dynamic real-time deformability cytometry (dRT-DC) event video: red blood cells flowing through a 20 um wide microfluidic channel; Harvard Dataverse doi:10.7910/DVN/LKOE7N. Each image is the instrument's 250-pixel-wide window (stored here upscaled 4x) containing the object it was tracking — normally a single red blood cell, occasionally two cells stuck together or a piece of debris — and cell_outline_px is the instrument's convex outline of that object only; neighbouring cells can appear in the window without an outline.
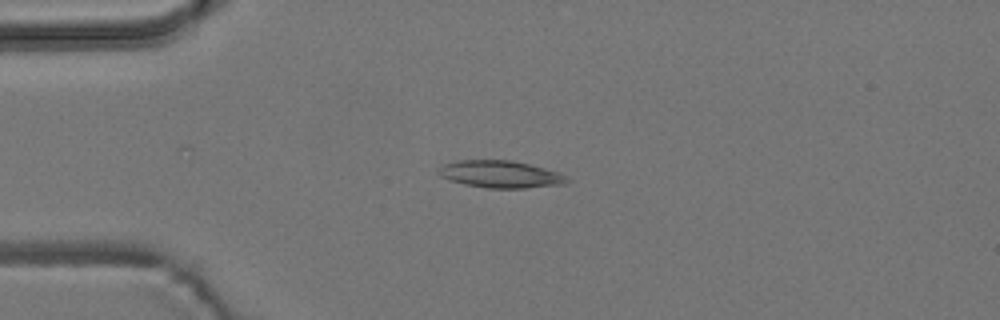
{"species": "common noctule bat (a hibernating species)", "species_latin": "Nyctalus noctula", "temperature_condition": "room temperature", "stored_images_in_passage": 3, "camera_frame_rate_fps": 3000, "um_per_image_px": 0.085, "animal": {"sex": "male", "body_mass_g": 19.2, "forearm_length_mm": 51.8}, "frame": {"image": 1, "passage_image": 1, "time_ms": 0.0, "image_size_px": [1000, 320], "cell_outline_px": [[572, 180], [564, 184], [524, 188], [488, 188], [464, 184], [440, 176], [436, 172], [436, 168], [444, 164], [456, 160], [512, 160], [560, 172], [568, 176]], "centroid_in_image_um": [42.55, 14.8], "position_along_channel_um": 42.5, "area_um2": 20.52}}
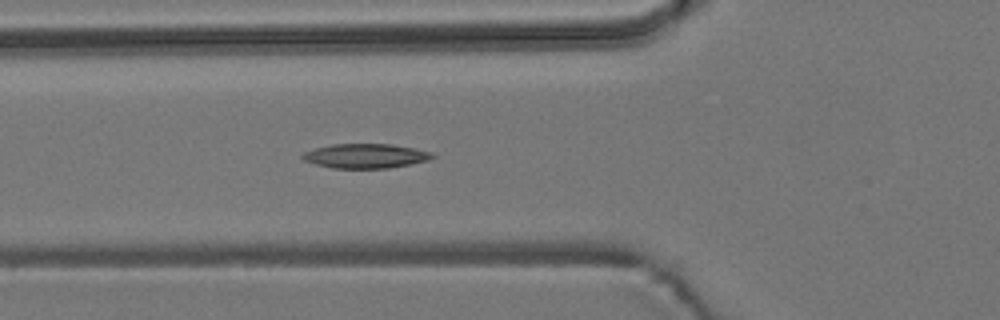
{"frame": {"image": 2, "passage_image": 3, "time_ms": 2.0, "image_size_px": [1000, 320], "cell_outline_px": [[436, 156], [428, 160], [388, 168], [332, 168], [316, 164], [304, 160], [300, 156], [304, 152], [316, 148], [332, 144], [392, 144], [432, 152]], "centroid_in_image_um": [31.06, 13.25], "position_along_channel_um": 94.7, "area_um2": 18.32}}